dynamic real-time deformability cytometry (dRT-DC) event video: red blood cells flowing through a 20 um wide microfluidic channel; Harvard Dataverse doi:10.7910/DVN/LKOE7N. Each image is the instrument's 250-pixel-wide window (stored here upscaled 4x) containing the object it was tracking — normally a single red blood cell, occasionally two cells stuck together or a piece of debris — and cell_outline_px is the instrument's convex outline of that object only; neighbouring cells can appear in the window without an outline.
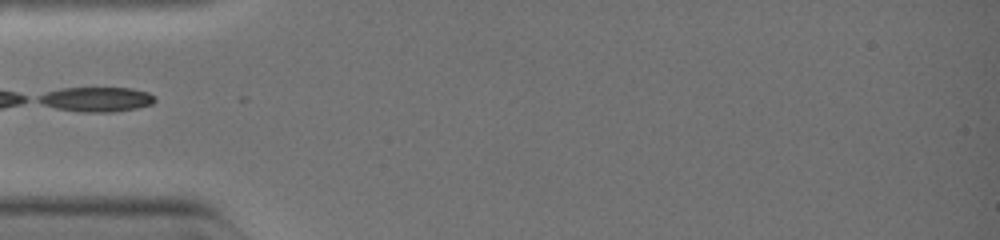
{"species": "common noctule bat (a hibernating species)", "species_latin": "Nyctalus noctula", "temperature_condition": "warm", "stored_images_in_passage": 4, "camera_frame_rate_fps": 3000, "um_per_image_px": 0.085, "animal": {"sex": "female", "body_mass_g": 19.0, "forearm_length_mm": 51.5}, "frame": {"image": 1, "passage_image": 1, "time_ms": 0.0, "image_size_px": [1000, 240], "cell_outline_px": [[156, 100], [152, 104], [136, 108], [112, 112], [80, 112], [56, 108], [44, 104], [36, 100], [36, 96], [60, 88], [132, 88], [148, 92], [156, 96]], "centroid_in_image_um": [8.22, 8.44], "position_along_channel_um": 76.8, "area_um2": 16.76}}
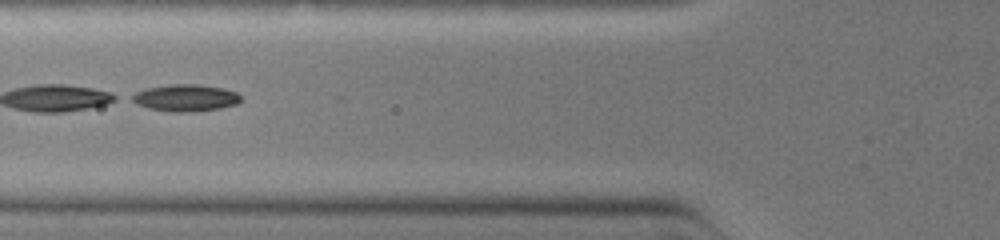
{"frame": {"image": 2, "passage_image": 3, "time_ms": 0.667, "image_size_px": [1000, 240], "cell_outline_px": [[240, 100], [236, 104], [220, 108], [184, 112], [172, 112], [148, 108], [136, 104], [128, 100], [128, 96], [136, 92], [148, 88], [172, 84], [200, 84], [224, 88], [236, 92], [240, 96]], "centroid_in_image_um": [15.71, 8.31], "position_along_channel_um": 110.1, "area_um2": 17.11}}